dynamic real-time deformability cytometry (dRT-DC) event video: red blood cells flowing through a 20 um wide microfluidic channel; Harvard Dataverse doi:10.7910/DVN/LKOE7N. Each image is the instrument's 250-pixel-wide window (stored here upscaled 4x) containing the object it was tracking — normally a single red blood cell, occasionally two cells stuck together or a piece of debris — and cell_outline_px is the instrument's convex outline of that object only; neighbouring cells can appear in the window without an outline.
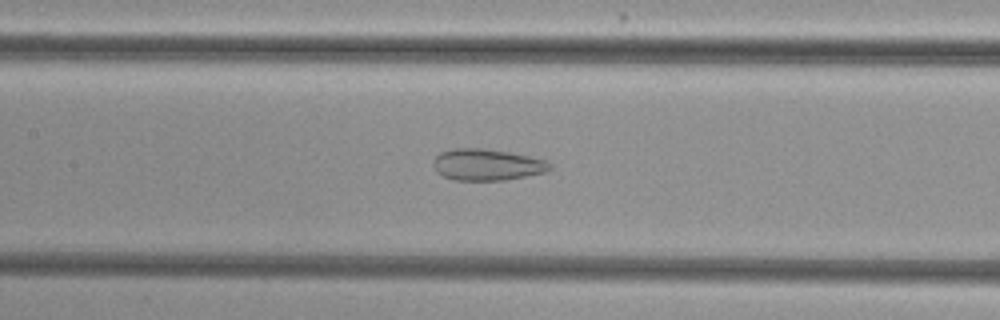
{"species": "common noctule bat (a hibernating species)", "species_latin": "Nyctalus noctula", "temperature_condition": "cold", "stored_images_in_passage": 39, "camera_frame_rate_fps": 3000, "um_per_image_px": 0.085, "animal": {"sex": "female", "body_mass_g": 29.2, "forearm_length_mm": 56.3}, "frame": {"image": 1, "passage_image": 11, "time_ms": 3.333, "image_size_px": [1000, 320], "cell_outline_px": [[552, 168], [548, 172], [504, 180], [452, 180], [436, 172], [432, 164], [432, 160], [440, 152], [452, 148], [484, 148], [508, 152], [548, 160], [552, 164]], "centroid_in_image_um": [41.39, 13.99], "position_along_channel_um": 166.0, "area_um2": 21.68}}
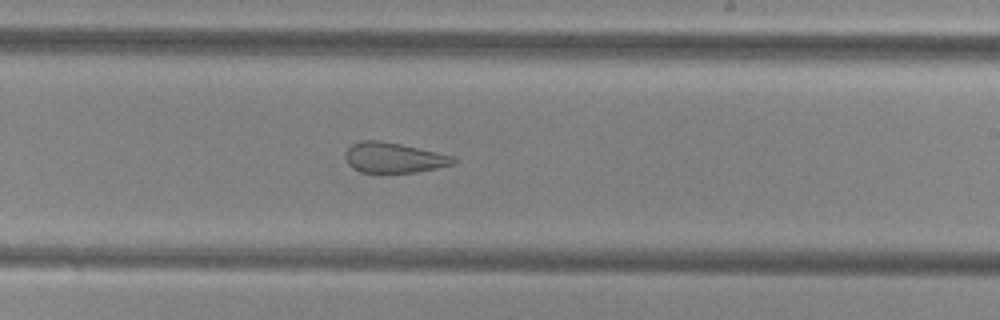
{"frame": {"image": 2, "passage_image": 18, "time_ms": 5.667, "image_size_px": [1000, 320], "cell_outline_px": [[460, 160], [452, 164], [436, 168], [416, 172], [360, 172], [352, 168], [348, 164], [344, 156], [344, 152], [352, 144], [360, 140], [380, 140], [400, 144], [456, 156]], "centroid_in_image_um": [33.47, 13.39], "position_along_channel_um": 255.5, "area_um2": 19.19}}
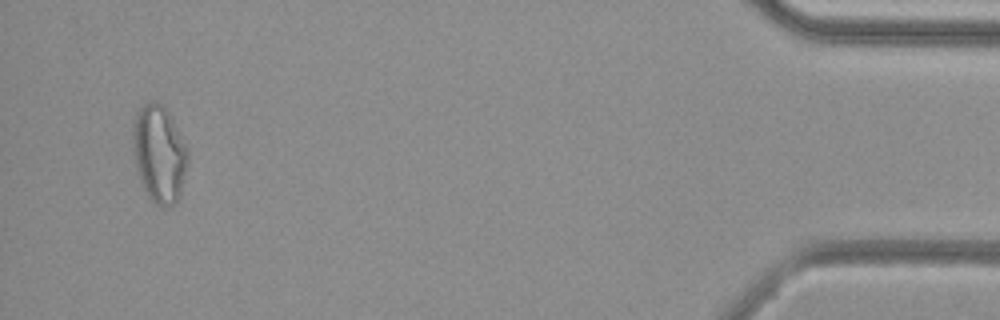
{"frame": {"image": 3, "passage_image": 37, "time_ms": 12.0, "image_size_px": [1000, 320], "cell_outline_px": [[188, 164], [180, 196], [176, 204], [164, 208], [160, 208], [144, 192], [140, 184], [132, 148], [132, 124], [140, 108], [144, 104], [152, 100], [160, 104], [168, 112], [188, 148]], "centroid_in_image_um": [13.53, 13.14], "position_along_channel_um": 421.7, "area_um2": 31.62}, "authors_computed_cell_mechanics": {"area_um2": 23.4668, "velocity_mm_per_s": 3.8513, "shape_relaxation_time_tau1_ms": null, "shape_relaxation_time_tau2_ms": 1.8306, "deformation_change_tau1": null, "deformation_change_tau2": 0.1091}}